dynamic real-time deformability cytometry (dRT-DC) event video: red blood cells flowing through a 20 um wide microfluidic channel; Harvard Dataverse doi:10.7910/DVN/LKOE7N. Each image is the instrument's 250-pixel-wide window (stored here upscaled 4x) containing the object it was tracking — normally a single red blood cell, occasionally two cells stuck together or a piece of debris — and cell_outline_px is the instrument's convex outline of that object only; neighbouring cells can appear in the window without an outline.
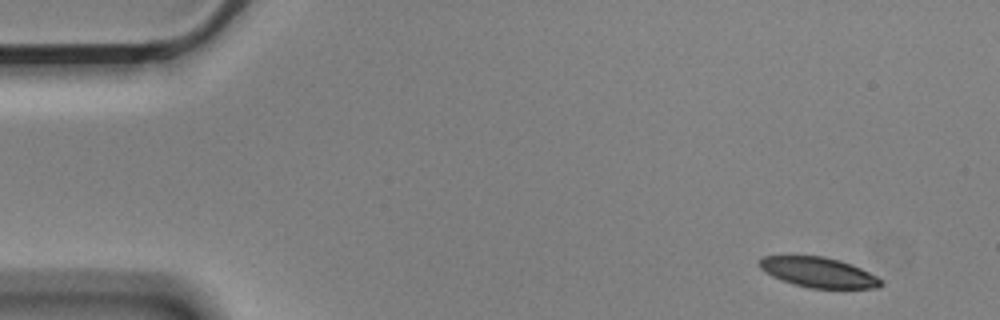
{"species": "Egyptian fruit bat (a non-hibernating species)", "species_latin": "Rousettus aegyptiacus", "temperature_condition": "cold", "stored_images_in_passage": 4, "camera_frame_rate_fps": 3000, "um_per_image_px": 0.085, "animal": {"sex": "male"}, "frame": {"image": 1, "passage_image": 1, "time_ms": 0.0, "image_size_px": [1000, 320], "cell_outline_px": [[884, 284], [880, 288], [808, 288], [792, 284], [772, 276], [764, 272], [756, 264], [764, 256], [824, 256], [840, 260], [852, 264], [884, 280]], "centroid_in_image_um": [69.58, 23.15], "position_along_channel_um": 15.4, "area_um2": 21.5}}